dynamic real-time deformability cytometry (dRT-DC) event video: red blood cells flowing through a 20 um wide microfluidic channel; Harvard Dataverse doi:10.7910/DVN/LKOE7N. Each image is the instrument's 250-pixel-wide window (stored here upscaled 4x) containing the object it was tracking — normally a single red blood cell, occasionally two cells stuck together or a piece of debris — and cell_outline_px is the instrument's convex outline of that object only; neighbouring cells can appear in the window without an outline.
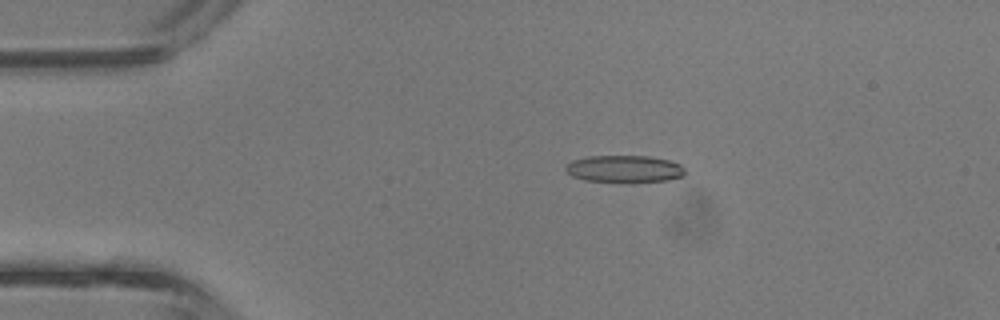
{"species": "common noctule bat (a hibernating species)", "species_latin": "Nyctalus noctula", "temperature_condition": "room temperature", "stored_images_in_passage": 41, "camera_frame_rate_fps": 3000, "um_per_image_px": 0.085, "animal": {"sex": "male", "body_mass_g": 13.3}, "frame": {"image": 1, "passage_image": 7, "time_ms": 2.0, "image_size_px": [1000, 320], "cell_outline_px": [[684, 176], [668, 180], [632, 184], [620, 184], [584, 180], [572, 176], [564, 168], [572, 160], [588, 156], [648, 156], [668, 160], [680, 164], [684, 168]], "centroid_in_image_um": [53.07, 14.4], "position_along_channel_um": 31.9, "area_um2": 19.54}}
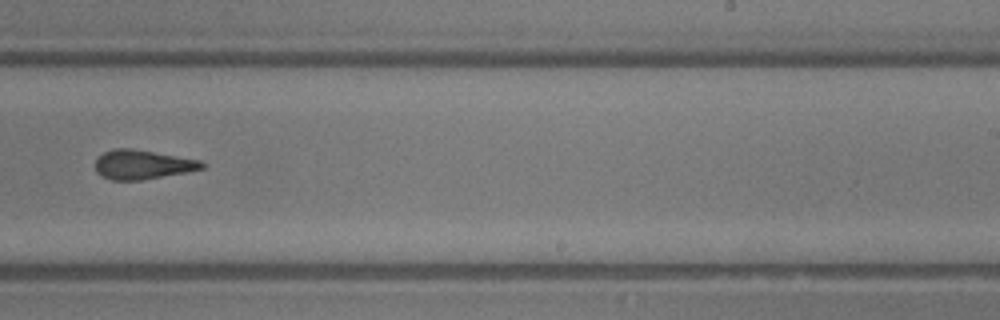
{"frame": {"image": 2, "passage_image": 25, "time_ms": 8.0, "image_size_px": [1000, 320], "cell_outline_px": [[204, 168], [188, 172], [140, 180], [112, 180], [100, 176], [96, 172], [96, 160], [104, 152], [116, 148], [132, 148], [200, 160], [204, 164]], "centroid_in_image_um": [12.1, 13.99], "position_along_channel_um": 276.9, "area_um2": 18.09}}
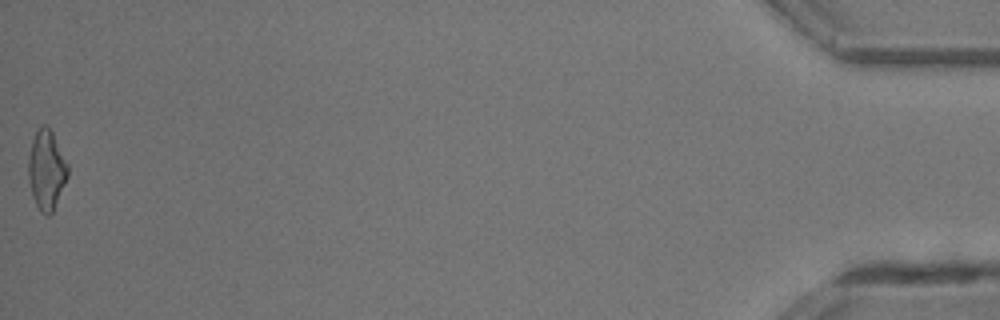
{"frame": {"image": 3, "passage_image": 41, "time_ms": 13.333, "image_size_px": [1000, 320], "cell_outline_px": [[68, 176], [52, 212], [48, 216], [44, 216], [40, 212], [32, 196], [28, 180], [28, 156], [32, 140], [40, 124], [48, 124], [68, 164]], "centroid_in_image_um": [3.93, 14.43], "position_along_channel_um": 431.3, "area_um2": 18.38}, "authors_computed_cell_mechanics": {"area_um2": 18.6694, "velocity_mm_per_s": 4.8633, "shape_relaxation_time_tau1_ms": 7.7625, "shape_relaxation_time_tau2_ms": 1.7572, "deformation_change_tau1": 0.2186, "deformation_change_tau2": 0.1202}}